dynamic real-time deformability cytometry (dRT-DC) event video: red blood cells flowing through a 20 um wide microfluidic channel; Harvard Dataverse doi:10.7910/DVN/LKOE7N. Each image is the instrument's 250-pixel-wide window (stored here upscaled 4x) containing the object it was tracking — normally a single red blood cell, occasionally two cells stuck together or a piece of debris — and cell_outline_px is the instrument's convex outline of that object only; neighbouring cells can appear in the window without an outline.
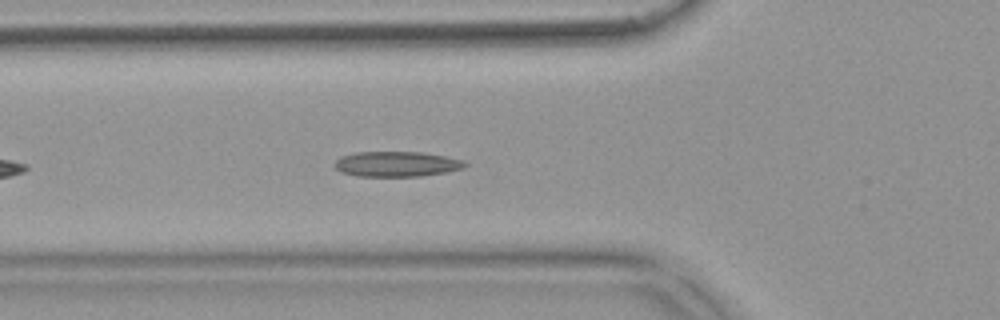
{"species": "common noctule bat (a hibernating species)", "species_latin": "Nyctalus noctula", "temperature_condition": "warm", "stored_images_in_passage": 11, "camera_frame_rate_fps": 3000, "um_per_image_px": 0.085, "animal": {"sex": "female", "body_mass_g": 18.4}, "frame": {"image": 1, "passage_image": 7, "time_ms": 2.0, "image_size_px": [1000, 320], "cell_outline_px": [[468, 164], [464, 168], [444, 172], [420, 176], [356, 176], [340, 172], [332, 164], [340, 156], [356, 152], [424, 152], [464, 160]], "centroid_in_image_um": [33.68, 13.94], "position_along_channel_um": 92.1, "area_um2": 19.25}}